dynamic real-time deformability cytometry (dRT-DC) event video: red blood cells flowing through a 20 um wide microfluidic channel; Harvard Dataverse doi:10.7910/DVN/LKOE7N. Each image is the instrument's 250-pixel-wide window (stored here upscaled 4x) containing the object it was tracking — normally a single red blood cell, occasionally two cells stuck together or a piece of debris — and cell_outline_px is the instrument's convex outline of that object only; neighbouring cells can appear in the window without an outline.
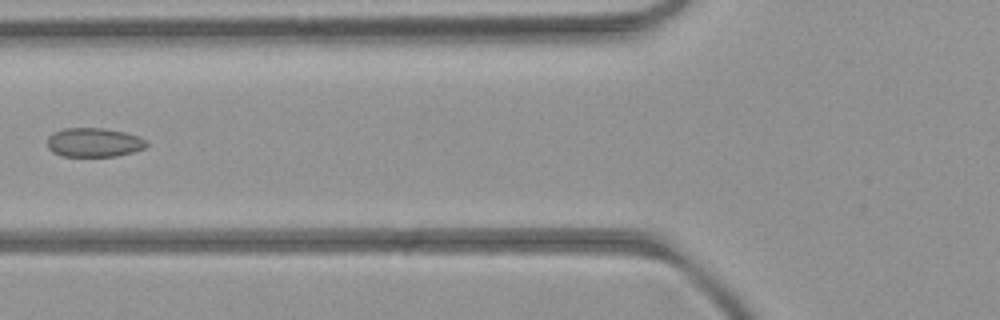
{"species": "common noctule bat (a hibernating species)", "species_latin": "Nyctalus noctula", "temperature_condition": "room temperature", "stored_images_in_passage": 7, "camera_frame_rate_fps": 3000, "um_per_image_px": 0.085, "animal": {"sex": "female", "body_mass_g": 21.9}, "frame": {"image": 1, "passage_image": 5, "time_ms": 5.667, "image_size_px": [1000, 320], "cell_outline_px": [[148, 144], [144, 148], [132, 152], [116, 156], [64, 156], [52, 152], [48, 148], [48, 136], [52, 132], [64, 128], [104, 128], [124, 132], [148, 140]], "centroid_in_image_um": [7.97, 12.1], "position_along_channel_um": 117.8, "area_um2": 16.82}}
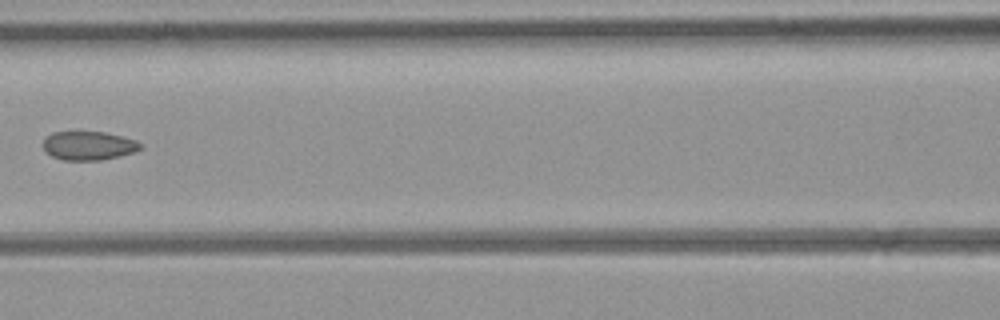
{"frame": {"image": 2, "passage_image": 6, "time_ms": 6.667, "image_size_px": [1000, 320], "cell_outline_px": [[144, 148], [120, 156], [100, 160], [64, 160], [52, 156], [44, 148], [44, 140], [52, 132], [104, 132], [136, 140], [144, 144]], "centroid_in_image_um": [7.58, 12.38], "position_along_channel_um": 159.0, "area_um2": 16.18}}
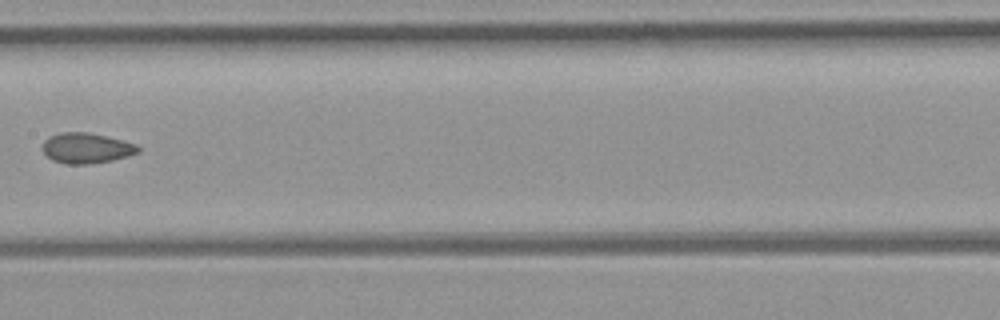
{"frame": {"image": 3, "passage_image": 7, "time_ms": 7.667, "image_size_px": [1000, 320], "cell_outline_px": [[140, 152], [128, 156], [112, 160], [88, 164], [68, 164], [52, 160], [44, 152], [44, 140], [48, 136], [60, 132], [84, 132], [104, 136], [136, 144], [140, 148]], "centroid_in_image_um": [7.34, 12.59], "position_along_channel_um": 200.1, "area_um2": 16.7}}